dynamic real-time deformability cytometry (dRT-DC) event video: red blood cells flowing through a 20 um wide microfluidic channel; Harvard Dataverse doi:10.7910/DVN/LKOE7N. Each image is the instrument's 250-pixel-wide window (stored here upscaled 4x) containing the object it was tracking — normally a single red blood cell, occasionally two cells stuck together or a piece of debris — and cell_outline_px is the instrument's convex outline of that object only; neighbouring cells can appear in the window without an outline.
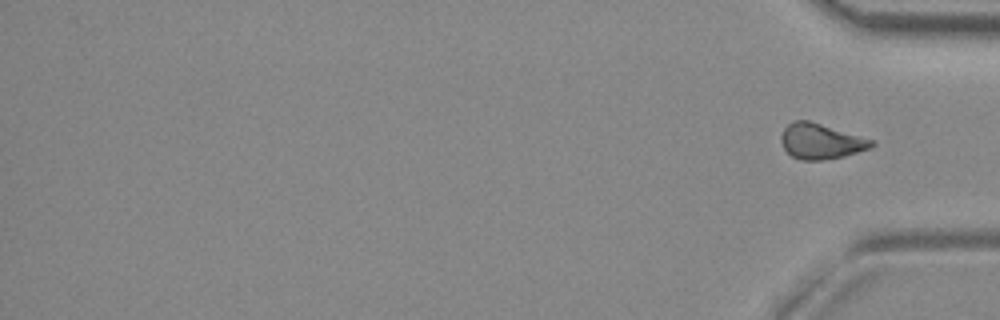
{"species": "common noctule bat (a hibernating species)", "species_latin": "Nyctalus noctula", "temperature_condition": "room temperature", "stored_images_in_passage": 53, "segment_of_instrument_passage": [2, 2], "camera_frame_rate_fps": 3000, "um_per_image_px": 0.085, "animal": {"sex": "female", "body_mass_g": 29.2, "forearm_length_mm": 56.3}, "frame": {"image": 1, "passage_image": 53, "time_ms": 17.333, "image_size_px": [1000, 320], "cell_outline_px": [[876, 144], [868, 148], [844, 156], [820, 160], [800, 160], [792, 156], [784, 148], [780, 140], [780, 136], [784, 128], [788, 124], [796, 120], [808, 120], [872, 140]], "centroid_in_image_um": [69.72, 12.01], "position_along_channel_um": 365.5, "area_um2": 18.26}}